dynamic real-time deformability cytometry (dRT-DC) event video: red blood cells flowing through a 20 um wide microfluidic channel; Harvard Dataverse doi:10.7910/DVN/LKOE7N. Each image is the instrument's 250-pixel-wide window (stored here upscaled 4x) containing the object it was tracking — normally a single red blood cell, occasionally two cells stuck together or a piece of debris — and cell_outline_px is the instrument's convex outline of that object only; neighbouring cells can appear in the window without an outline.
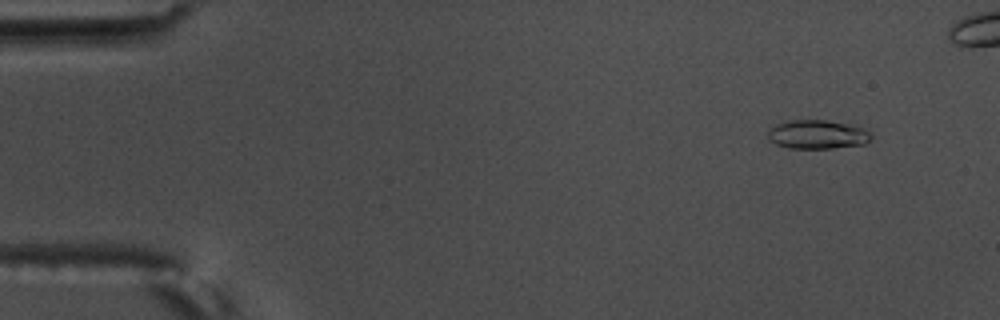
{"species": "common noctule bat (a hibernating species)", "species_latin": "Nyctalus noctula", "temperature_condition": "warm", "stored_images_in_passage": 54, "camera_frame_rate_fps": 3000, "um_per_image_px": 0.085, "animal": {"sex": "male", "body_mass_g": 17.5, "forearm_length_mm": 52.3}, "frame": {"image": 1, "passage_image": 6, "time_ms": 1.667, "image_size_px": [1000, 320], "cell_outline_px": [[872, 140], [864, 144], [832, 148], [788, 148], [776, 144], [768, 140], [768, 132], [776, 124], [788, 120], [828, 120], [848, 124], [864, 128], [872, 136]], "centroid_in_image_um": [69.48, 11.43], "position_along_channel_um": 15.5, "area_um2": 17.4}}
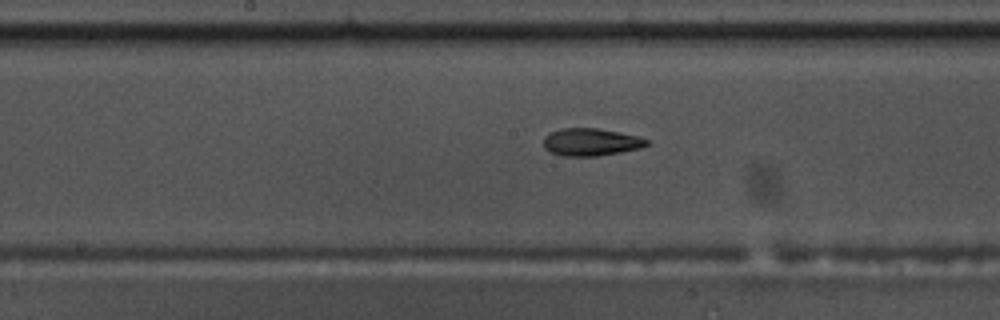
{"frame": {"image": 2, "passage_image": 31, "time_ms": 10.0, "image_size_px": [1000, 320], "cell_outline_px": [[648, 144], [640, 148], [620, 152], [596, 156], [564, 156], [548, 152], [544, 148], [544, 136], [560, 128], [596, 128], [620, 132], [640, 136], [648, 140]], "centroid_in_image_um": [50.21, 12.07], "position_along_channel_um": 198.0, "area_um2": 16.59}}
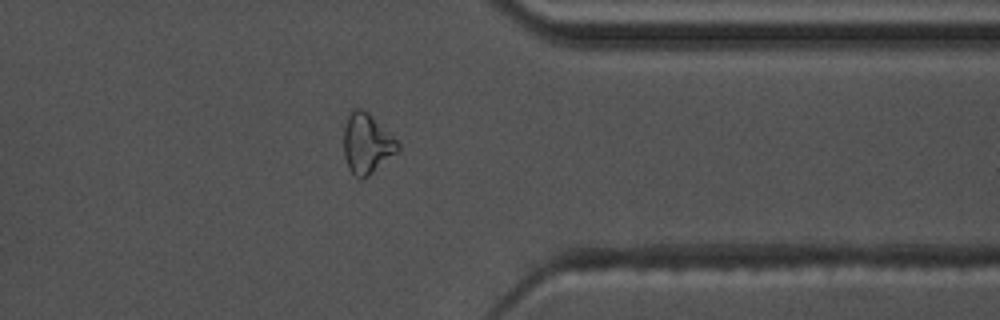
{"frame": {"image": 3, "passage_image": 47, "time_ms": 15.333, "image_size_px": [1000, 320], "cell_outline_px": [[400, 152], [364, 180], [360, 180], [348, 168], [344, 156], [344, 128], [348, 116], [352, 108], [360, 108], [368, 112], [400, 144]], "centroid_in_image_um": [31.2, 12.25], "position_along_channel_um": 380.2, "area_um2": 19.19}}